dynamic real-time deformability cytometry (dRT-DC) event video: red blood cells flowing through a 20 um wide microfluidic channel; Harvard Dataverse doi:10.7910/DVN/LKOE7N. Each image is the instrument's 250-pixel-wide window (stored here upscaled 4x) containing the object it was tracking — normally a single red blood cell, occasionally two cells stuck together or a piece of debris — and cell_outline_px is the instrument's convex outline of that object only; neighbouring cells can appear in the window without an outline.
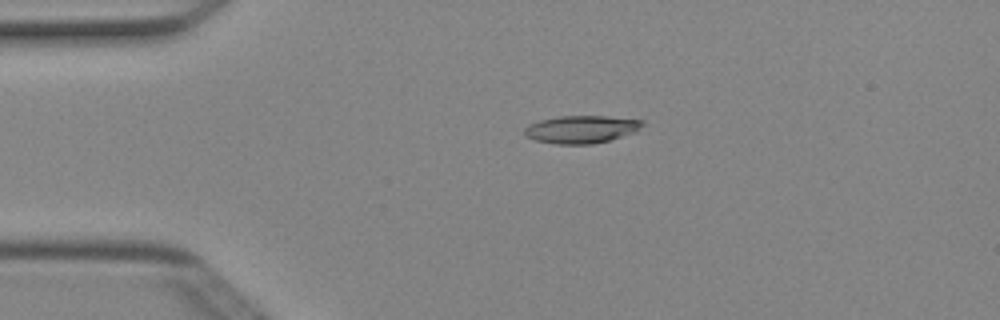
{"species": "Egyptian fruit bat (a non-hibernating species)", "species_latin": "Rousettus aegyptiacus", "temperature_condition": "cold", "stored_images_in_passage": 5, "camera_frame_rate_fps": 3000, "um_per_image_px": 0.085, "animal": {"sex": "female"}, "frame": {"image": 1, "passage_image": 4, "time_ms": 1.0, "image_size_px": [1000, 320], "cell_outline_px": [[644, 124], [636, 132], [608, 140], [592, 144], [556, 144], [536, 140], [524, 136], [524, 128], [528, 124], [540, 120], [560, 116], [604, 116], [644, 120]], "centroid_in_image_um": [49.4, 10.99], "position_along_channel_um": 35.6, "area_um2": 19.02}}